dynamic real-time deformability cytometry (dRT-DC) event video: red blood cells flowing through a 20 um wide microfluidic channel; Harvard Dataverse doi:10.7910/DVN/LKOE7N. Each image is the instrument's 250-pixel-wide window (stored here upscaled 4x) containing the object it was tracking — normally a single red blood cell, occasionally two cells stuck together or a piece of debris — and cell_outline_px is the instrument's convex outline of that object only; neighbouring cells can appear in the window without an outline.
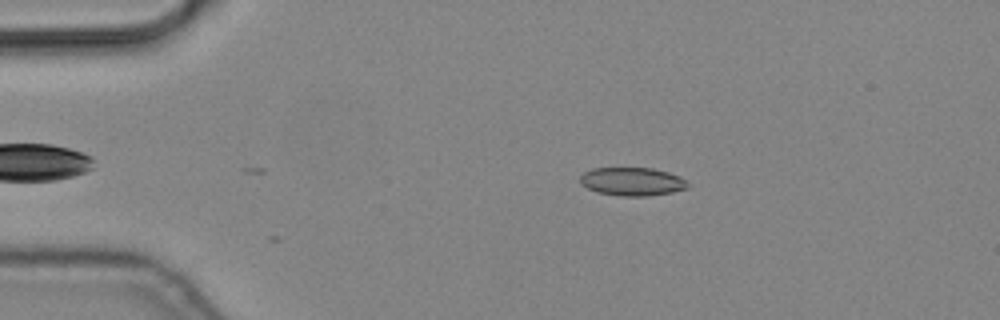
{"species": "common noctule bat (a hibernating species)", "species_latin": "Nyctalus noctula", "temperature_condition": "cold", "stored_images_in_passage": 7, "camera_frame_rate_fps": 3000, "um_per_image_px": 0.085, "animal": {"sex": "male", "body_mass_g": 19.2, "forearm_length_mm": 51.8}, "frame": {"image": 1, "passage_image": 3, "time_ms": 0.667, "image_size_px": [1000, 320], "cell_outline_px": [[688, 188], [672, 192], [648, 196], [620, 196], [596, 192], [580, 184], [580, 176], [584, 172], [592, 168], [652, 168], [668, 172], [680, 176], [688, 184]], "centroid_in_image_um": [53.71, 15.43], "position_along_channel_um": 31.3, "area_um2": 17.8}}
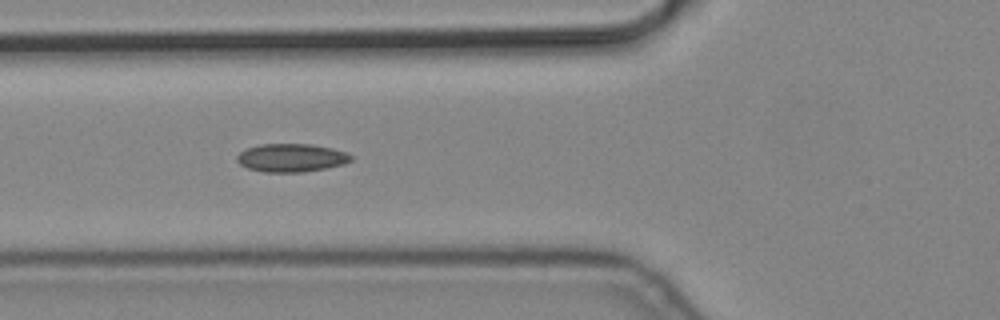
{"frame": {"image": 2, "passage_image": 6, "time_ms": 1.667, "image_size_px": [1000, 320], "cell_outline_px": [[352, 160], [344, 164], [304, 172], [264, 172], [248, 168], [240, 164], [236, 160], [236, 156], [240, 152], [248, 148], [260, 144], [312, 144], [332, 148], [348, 152], [352, 156]], "centroid_in_image_um": [24.78, 13.41], "position_along_channel_um": 101.0, "area_um2": 18.79}}
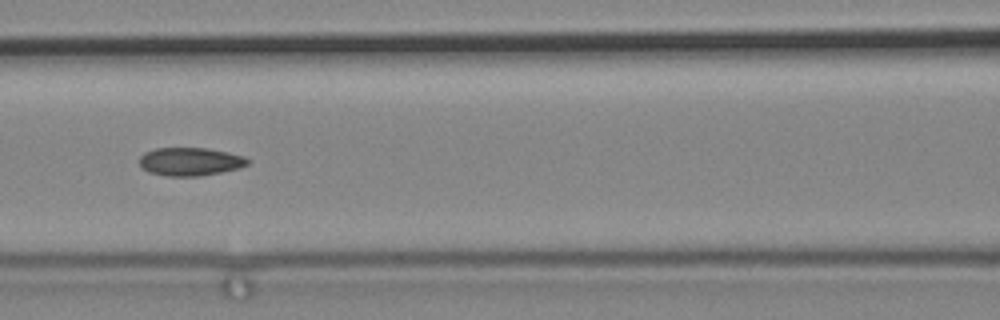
{"frame": {"image": 3, "passage_image": 7, "time_ms": 2.0, "image_size_px": [1000, 320], "cell_outline_px": [[252, 160], [248, 164], [240, 168], [200, 176], [168, 176], [148, 172], [140, 168], [140, 156], [144, 152], [156, 148], [204, 148], [228, 152], [244, 156]], "centroid_in_image_um": [16.17, 13.74], "position_along_channel_um": 150.4, "area_um2": 17.92}}